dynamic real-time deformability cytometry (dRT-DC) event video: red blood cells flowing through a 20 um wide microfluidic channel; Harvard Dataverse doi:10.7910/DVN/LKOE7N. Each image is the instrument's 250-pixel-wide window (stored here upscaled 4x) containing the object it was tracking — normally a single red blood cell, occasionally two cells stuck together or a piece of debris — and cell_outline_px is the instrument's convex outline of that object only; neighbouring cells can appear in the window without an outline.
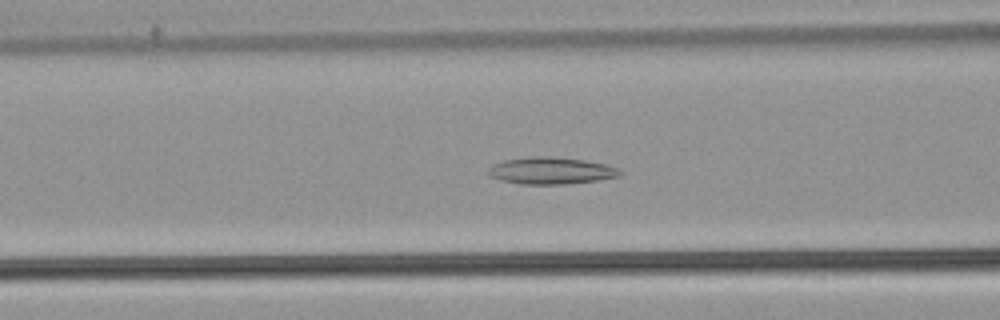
{"species": "common noctule bat (a hibernating species)", "species_latin": "Nyctalus noctula", "temperature_condition": "warm", "stored_images_in_passage": 53, "camera_frame_rate_fps": 3000, "um_per_image_px": 0.085, "animal": {"sex": "male", "body_mass_g": 21.5, "forearm_length_mm": 52.0}, "frame": {"image": 1, "passage_image": 23, "time_ms": 7.333, "image_size_px": [1000, 320], "cell_outline_px": [[624, 172], [620, 176], [596, 180], [564, 184], [520, 184], [500, 180], [488, 176], [488, 168], [492, 164], [504, 160], [532, 156], [540, 156], [584, 160], [608, 164]], "centroid_in_image_um": [46.81, 14.51], "position_along_channel_um": 119.8, "area_um2": 20.63}}
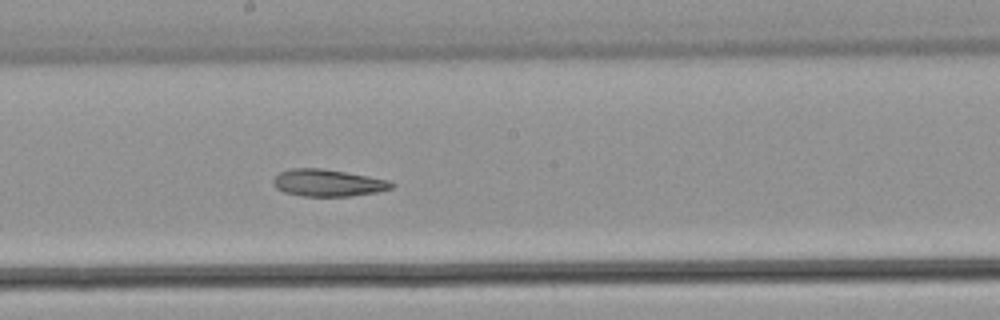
{"frame": {"image": 2, "passage_image": 31, "time_ms": 10.0, "image_size_px": [1000, 320], "cell_outline_px": [[396, 184], [392, 188], [376, 192], [352, 196], [304, 196], [284, 192], [276, 188], [272, 184], [272, 180], [280, 172], [292, 168], [320, 168], [392, 180]], "centroid_in_image_um": [27.89, 15.54], "position_along_channel_um": 220.3, "area_um2": 18.67}}
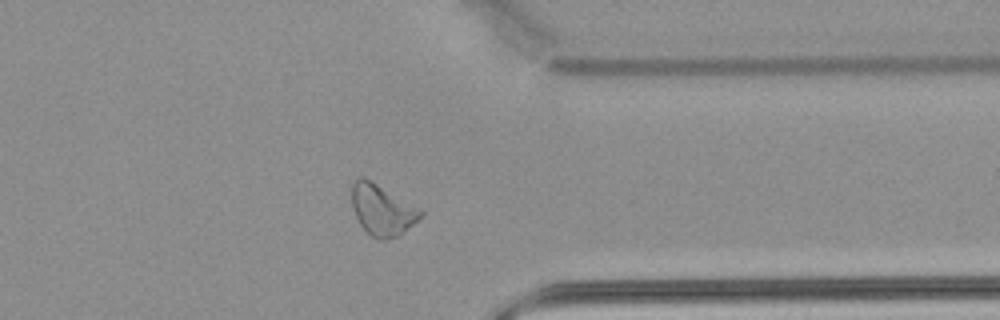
{"frame": {"image": 3, "passage_image": 44, "time_ms": 14.333, "image_size_px": [1000, 320], "cell_outline_px": [[424, 212], [400, 236], [384, 240], [380, 240], [372, 236], [360, 224], [352, 208], [352, 184], [360, 176], [364, 176], [424, 208]], "centroid_in_image_um": [32.52, 17.81], "position_along_channel_um": 378.9, "area_um2": 20.75}}